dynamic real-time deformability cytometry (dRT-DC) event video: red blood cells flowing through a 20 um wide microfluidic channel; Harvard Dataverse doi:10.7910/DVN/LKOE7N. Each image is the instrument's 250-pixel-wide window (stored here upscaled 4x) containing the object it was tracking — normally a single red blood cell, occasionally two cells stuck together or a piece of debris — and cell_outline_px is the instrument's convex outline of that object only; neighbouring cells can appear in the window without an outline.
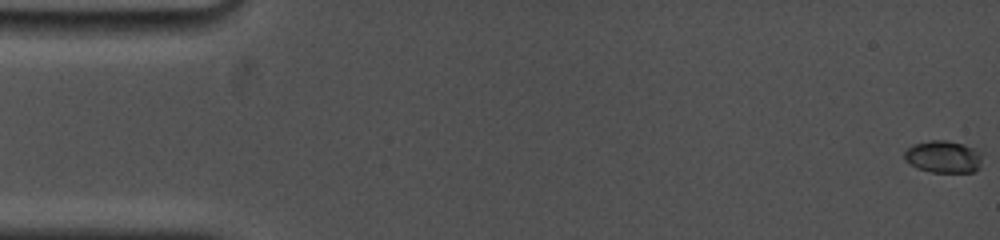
{"species": "common noctule bat (a hibernating species)", "species_latin": "Nyctalus noctula", "temperature_condition": "cold", "stored_images_in_passage": 46, "camera_frame_rate_fps": 5000, "um_per_image_px": 0.085, "animal": {"sex": "female", "body_mass_g": 19.0, "forearm_length_mm": 53.3}, "frame": {"image": 1, "passage_image": 1, "time_ms": 0.0, "image_size_px": [1000, 240], "cell_outline_px": [[984, 152], [980, 168], [972, 172], [932, 172], [916, 168], [904, 160], [904, 152], [912, 144], [928, 140], [948, 140], [964, 144], [976, 148]], "centroid_in_image_um": [80.22, 13.31], "position_along_channel_um": 4.8, "area_um2": 15.09}}
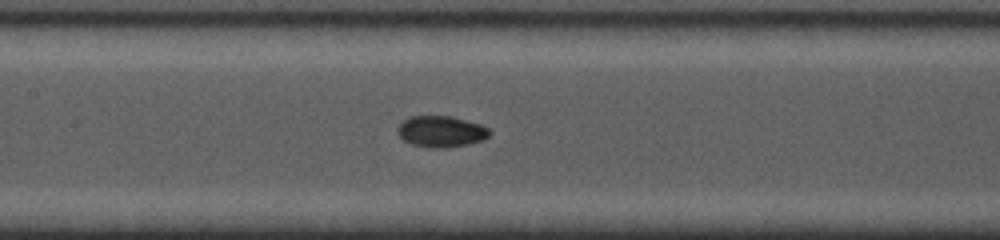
{"frame": {"image": 2, "passage_image": 18, "time_ms": 8.2, "image_size_px": [1000, 240], "cell_outline_px": [[492, 132], [484, 140], [468, 144], [448, 148], [428, 148], [412, 144], [404, 140], [396, 132], [396, 128], [408, 116], [452, 116], [480, 124], [488, 128]], "centroid_in_image_um": [37.49, 11.18], "position_along_channel_um": 169.9, "area_um2": 16.94}}
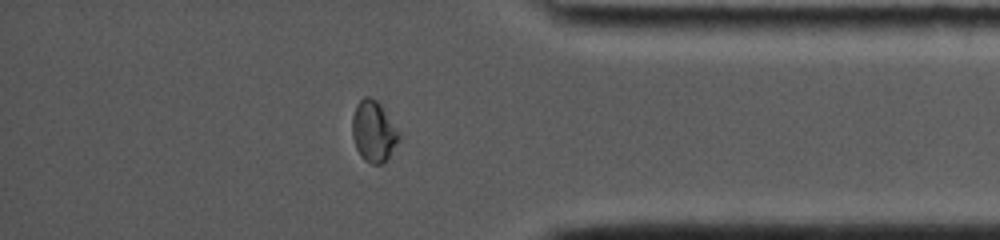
{"frame": {"image": 3, "passage_image": 35, "time_ms": 14.6, "image_size_px": [1000, 240], "cell_outline_px": [[400, 140], [388, 156], [380, 164], [372, 164], [364, 160], [360, 156], [356, 148], [352, 136], [352, 116], [356, 104], [364, 96], [368, 96], [376, 100], [380, 104], [400, 136]], "centroid_in_image_um": [31.71, 11.16], "position_along_channel_um": 403.5, "area_um2": 16.3}, "authors_computed_cell_mechanics": {"area_um2": 16.2418, "velocity_mm_per_s": 3.7632, "shape_relaxation_time_tau1_ms": 3.4944, "shape_relaxation_time_tau2_ms": 1.6396, "deformation_change_tau1": 0.1725, "deformation_change_tau2": 0.031}}